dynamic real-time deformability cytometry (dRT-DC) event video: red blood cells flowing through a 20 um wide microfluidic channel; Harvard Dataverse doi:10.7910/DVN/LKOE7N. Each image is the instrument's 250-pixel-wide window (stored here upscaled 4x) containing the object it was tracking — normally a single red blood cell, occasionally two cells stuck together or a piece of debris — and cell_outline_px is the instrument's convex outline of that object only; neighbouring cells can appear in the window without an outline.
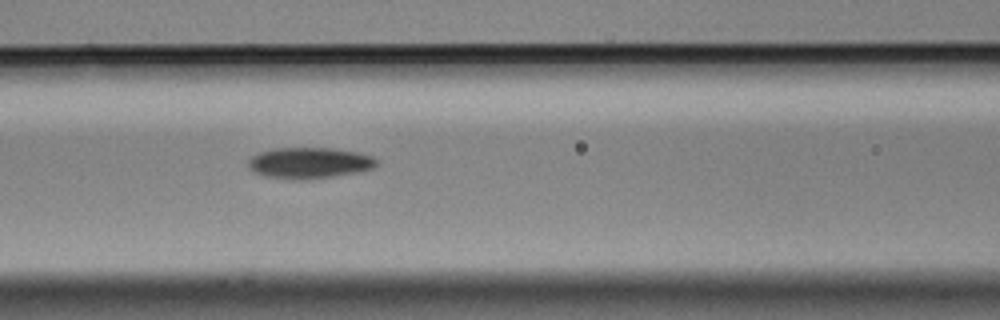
{"species": "Egyptian fruit bat (a non-hibernating species)", "species_latin": "Rousettus aegyptiacus", "temperature_condition": "cold", "stored_images_in_passage": 5, "camera_frame_rate_fps": 3000, "um_per_image_px": 0.085, "animal": {"sex": "male"}, "frame": {"image": 1, "passage_image": 5, "time_ms": 1.333, "image_size_px": [1000, 320], "cell_outline_px": [[376, 164], [372, 168], [360, 172], [308, 180], [296, 180], [264, 176], [252, 172], [248, 168], [248, 160], [252, 156], [260, 152], [276, 148], [332, 148], [356, 152], [372, 156], [376, 160]], "centroid_in_image_um": [26.25, 13.86], "position_along_channel_um": 140.3, "area_um2": 23.35}}